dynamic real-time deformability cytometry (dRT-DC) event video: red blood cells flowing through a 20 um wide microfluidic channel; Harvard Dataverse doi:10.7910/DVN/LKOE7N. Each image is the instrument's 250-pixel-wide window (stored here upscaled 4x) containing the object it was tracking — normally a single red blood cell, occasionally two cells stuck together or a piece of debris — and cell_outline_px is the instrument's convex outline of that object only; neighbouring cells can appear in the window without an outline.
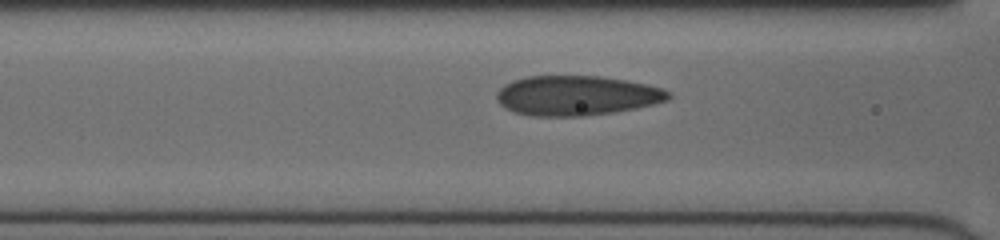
{"species": "human", "species_latin": "Homo sapiens", "temperature_condition": "cold", "stored_images_in_passage": 28, "camera_frame_rate_fps": 3000, "um_per_image_px": 0.085, "donor": {"sex": "female"}, "frame": {"image": 1, "passage_image": 5, "time_ms": 1.333, "image_size_px": [1000, 240], "cell_outline_px": [[672, 96], [668, 100], [636, 108], [612, 112], [584, 116], [536, 116], [516, 112], [500, 104], [496, 100], [496, 92], [504, 84], [512, 80], [528, 76], [600, 76], [648, 84], [672, 92]], "centroid_in_image_um": [49.02, 8.11], "position_along_channel_um": 117.6, "area_um2": 39.77}}
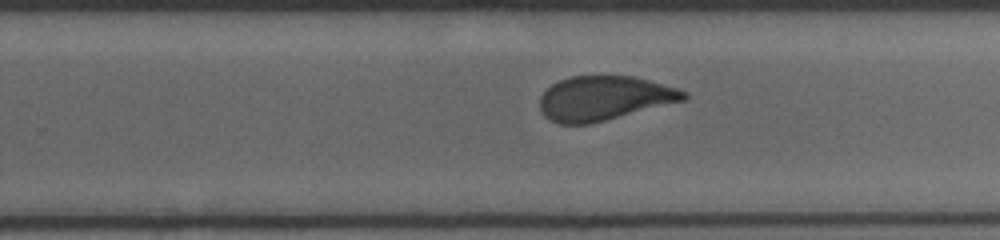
{"frame": {"image": 2, "passage_image": 17, "time_ms": 5.333, "image_size_px": [1000, 240], "cell_outline_px": [[688, 96], [684, 100], [592, 124], [560, 124], [544, 116], [540, 108], [540, 96], [552, 84], [560, 80], [572, 76], [636, 76], [676, 88], [688, 92]], "centroid_in_image_um": [51.35, 8.35], "position_along_channel_um": 278.5, "area_um2": 37.11}}
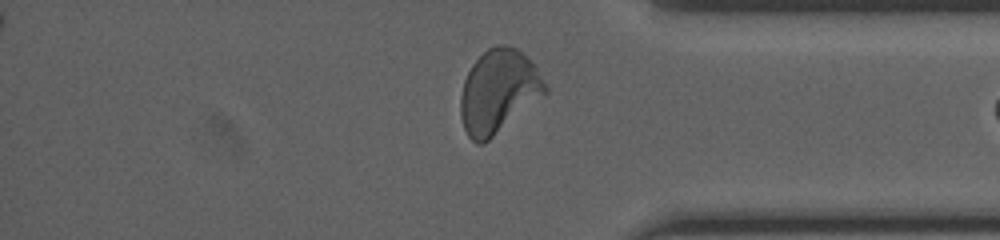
{"frame": {"image": 3, "passage_image": 26, "time_ms": 8.333, "image_size_px": [1000, 240], "cell_outline_px": [[548, 92], [484, 144], [476, 144], [468, 136], [464, 128], [460, 116], [460, 96], [464, 80], [472, 64], [488, 48], [496, 44], [504, 44], [516, 48], [536, 68], [548, 88]], "centroid_in_image_um": [42.34, 7.79], "position_along_channel_um": 392.9, "area_um2": 40.81}}